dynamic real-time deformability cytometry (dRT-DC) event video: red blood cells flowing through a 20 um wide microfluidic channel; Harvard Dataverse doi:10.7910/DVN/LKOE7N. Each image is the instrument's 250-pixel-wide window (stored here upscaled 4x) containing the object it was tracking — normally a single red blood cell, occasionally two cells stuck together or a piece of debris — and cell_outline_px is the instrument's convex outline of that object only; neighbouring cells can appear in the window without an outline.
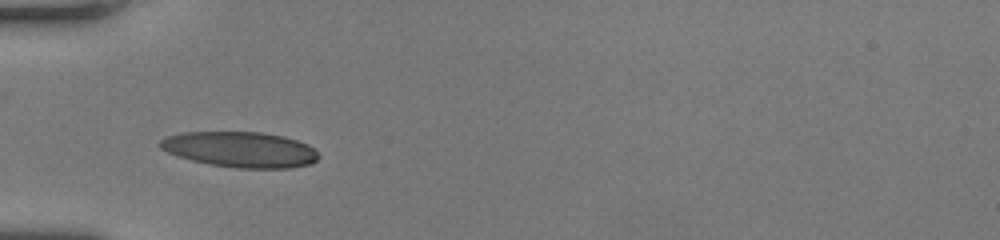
{"species": "human", "species_latin": "Homo sapiens", "temperature_condition": "room temperature", "stored_images_in_passage": 24, "camera_frame_rate_fps": 3000, "um_per_image_px": 0.085, "donor": {"sex": "female"}, "frame": {"image": 1, "passage_image": 1, "time_ms": 0.0, "image_size_px": [1000, 240], "cell_outline_px": [[320, 156], [316, 160], [308, 164], [292, 168], [236, 168], [208, 164], [176, 156], [160, 148], [156, 144], [160, 140], [168, 136], [184, 132], [260, 132], [284, 136], [308, 144], [316, 148]], "centroid_in_image_um": [20.43, 12.71], "position_along_channel_um": 64.6, "area_um2": 33.06}}
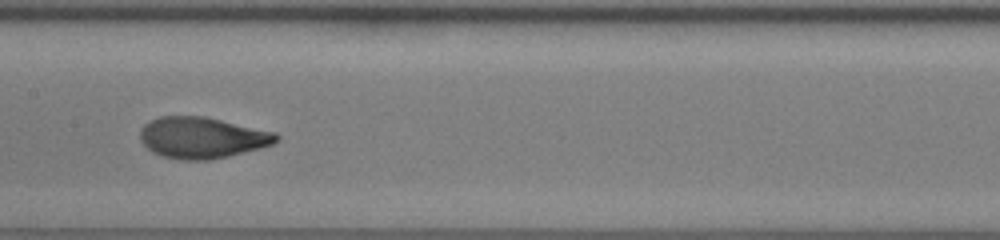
{"frame": {"image": 2, "passage_image": 10, "time_ms": 3.0, "image_size_px": [1000, 240], "cell_outline_px": [[280, 140], [272, 144], [260, 148], [228, 156], [208, 160], [184, 160], [164, 156], [152, 152], [140, 140], [140, 128], [144, 124], [160, 116], [204, 116], [276, 132], [280, 136]], "centroid_in_image_um": [17.19, 11.69], "position_along_channel_um": 190.2, "area_um2": 32.66}}
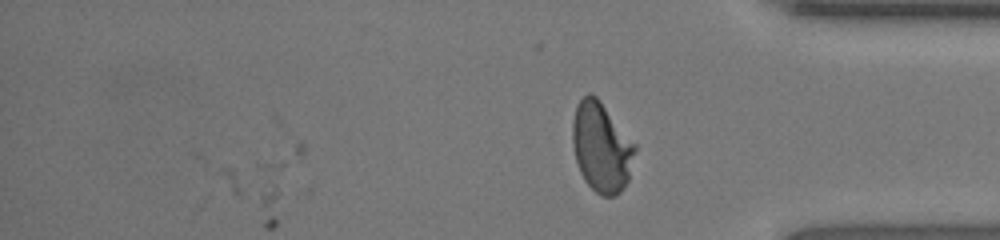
{"frame": {"image": 3, "passage_image": 24, "time_ms": 7.667, "image_size_px": [1000, 240], "cell_outline_px": [[636, 148], [628, 180], [624, 188], [616, 196], [604, 196], [596, 192], [584, 180], [580, 172], [576, 160], [572, 140], [572, 120], [576, 104], [588, 92], [596, 96], [636, 144]], "centroid_in_image_um": [51.11, 12.51], "position_along_channel_um": 384.1, "area_um2": 32.6}, "authors_computed_cell_mechanics": {"area_um2": 32.3391, "velocity_mm_per_s": 4.3184, "shape_relaxation_time_tau1_ms": 3.6586, "shape_relaxation_time_tau2_ms": null, "deformation_change_tau1": 0.1988, "deformation_change_tau2": null}}